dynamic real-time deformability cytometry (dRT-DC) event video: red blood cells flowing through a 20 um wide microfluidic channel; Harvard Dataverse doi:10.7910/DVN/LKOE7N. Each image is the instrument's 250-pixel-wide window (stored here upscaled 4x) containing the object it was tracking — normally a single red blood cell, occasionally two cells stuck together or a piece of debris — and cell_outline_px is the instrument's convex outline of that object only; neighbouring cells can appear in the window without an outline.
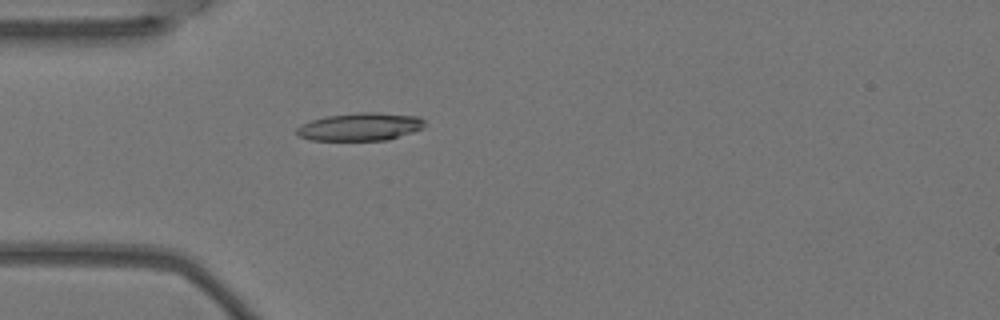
{"species": "Egyptian fruit bat (a non-hibernating species)", "species_latin": "Rousettus aegyptiacus", "temperature_condition": "warm", "stored_images_in_passage": 4, "camera_frame_rate_fps": 3000, "um_per_image_px": 0.085, "animal": {"sex": "female"}, "frame": {"image": 1, "passage_image": 4, "time_ms": 1.0, "image_size_px": [1000, 320], "cell_outline_px": [[424, 128], [388, 140], [308, 140], [296, 136], [296, 128], [312, 120], [324, 116], [360, 112], [376, 112], [420, 116], [424, 120]], "centroid_in_image_um": [30.61, 10.77], "position_along_channel_um": 54.4, "area_um2": 20.92}}